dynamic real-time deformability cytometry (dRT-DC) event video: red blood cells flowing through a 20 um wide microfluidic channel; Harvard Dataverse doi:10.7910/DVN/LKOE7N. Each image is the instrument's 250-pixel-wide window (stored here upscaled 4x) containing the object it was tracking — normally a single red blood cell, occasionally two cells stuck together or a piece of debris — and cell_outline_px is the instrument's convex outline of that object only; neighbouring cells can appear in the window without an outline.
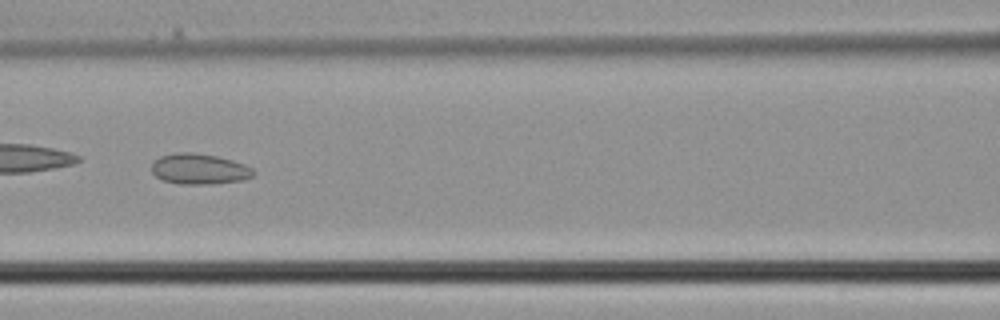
{"species": "common noctule bat (a hibernating species)", "species_latin": "Nyctalus noctula", "temperature_condition": "cold", "stored_images_in_passage": 4, "camera_frame_rate_fps": 3000, "um_per_image_px": 0.085, "animal": {"sex": "male", "body_mass_g": 21.5, "forearm_length_mm": 52.0}, "frame": {"image": 1, "passage_image": 4, "time_ms": 1.0, "image_size_px": [1000, 320], "cell_outline_px": [[256, 172], [252, 176], [240, 180], [212, 184], [180, 184], [164, 180], [156, 176], [152, 172], [152, 164], [160, 156], [176, 152], [192, 152], [216, 156], [232, 160], [244, 164], [252, 168]], "centroid_in_image_um": [16.94, 14.36], "position_along_channel_um": 149.7, "area_um2": 18.03}}